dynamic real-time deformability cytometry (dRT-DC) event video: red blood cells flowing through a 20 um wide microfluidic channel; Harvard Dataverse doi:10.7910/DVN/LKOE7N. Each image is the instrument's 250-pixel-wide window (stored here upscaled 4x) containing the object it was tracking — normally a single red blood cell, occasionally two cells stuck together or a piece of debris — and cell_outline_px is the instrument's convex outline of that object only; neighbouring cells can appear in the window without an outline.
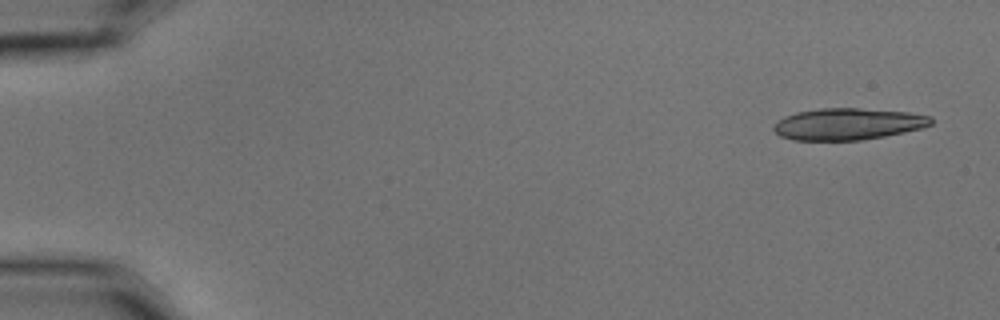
{"species": "common noctule bat (a hibernating species)", "species_latin": "Nyctalus noctula", "temperature_condition": "cold", "stored_images_in_passage": 5, "camera_frame_rate_fps": 3000, "um_per_image_px": 0.085, "animal": {"sex": "male", "body_mass_g": 15.6}, "frame": {"image": 1, "passage_image": 1, "time_ms": 0.0, "image_size_px": [1000, 320], "cell_outline_px": [[932, 124], [924, 128], [884, 136], [860, 140], [792, 140], [780, 136], [772, 128], [776, 120], [784, 116], [796, 112], [820, 108], [856, 108], [908, 112], [932, 116]], "centroid_in_image_um": [72.06, 10.54], "position_along_channel_um": 12.9, "area_um2": 29.19}}
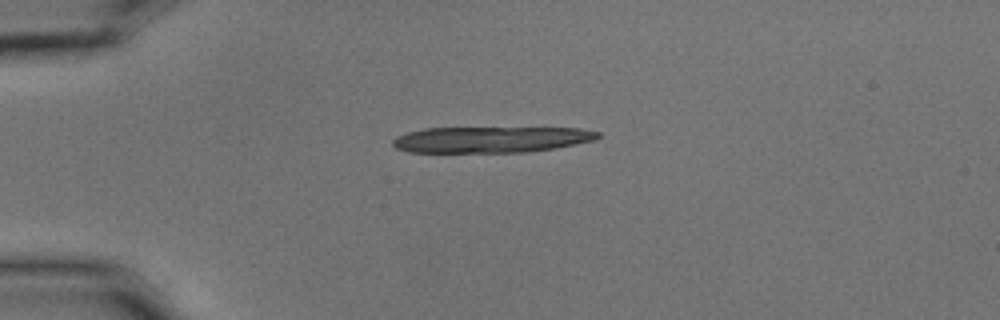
{"frame": {"image": 2, "passage_image": 4, "time_ms": 1.0, "image_size_px": [1000, 320], "cell_outline_px": [[600, 136], [596, 140], [556, 148], [528, 152], [408, 152], [396, 148], [392, 144], [392, 140], [396, 136], [408, 132], [424, 128], [580, 128], [600, 132]], "centroid_in_image_um": [41.75, 11.86], "position_along_channel_um": 43.2, "area_um2": 31.27}}